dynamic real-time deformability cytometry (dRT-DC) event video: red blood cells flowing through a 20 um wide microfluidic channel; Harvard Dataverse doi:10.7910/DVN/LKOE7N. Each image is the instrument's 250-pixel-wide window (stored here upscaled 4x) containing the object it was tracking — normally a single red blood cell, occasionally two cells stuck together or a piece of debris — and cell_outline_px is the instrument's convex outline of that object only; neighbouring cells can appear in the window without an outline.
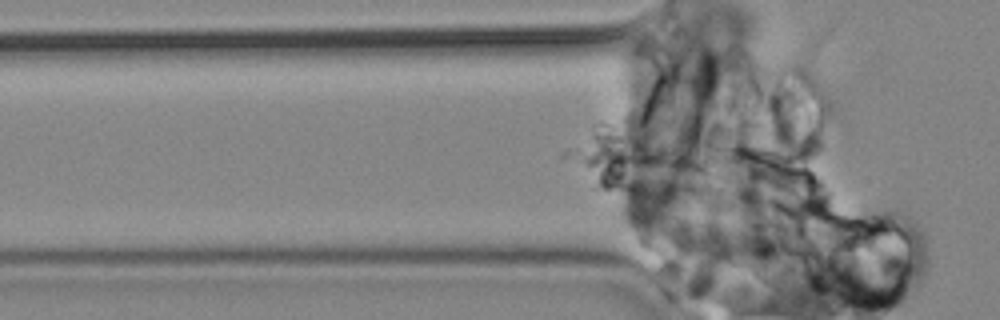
{"species": "common noctule bat (a hibernating species)", "species_latin": "Nyctalus noctula", "temperature_condition": "cold", "stored_images_in_passage": 46, "segment_of_instrument_passage": [1, 2], "camera_frame_rate_fps": 3000, "um_per_image_px": 0.085, "animal": {"sex": "male", "body_mass_g": 19.2, "forearm_length_mm": 51.8}, "frame": {"image": 1, "passage_image": 2, "time_ms": 0.333, "image_size_px": [1000, 320], "cell_outline_px": [[716, 176], [712, 188], [704, 192], [692, 196], [672, 200], [664, 200], [604, 188], [600, 184], [600, 168], [604, 160], [608, 156], [624, 148], [628, 148], [660, 152], [700, 160], [716, 172]], "centroid_in_image_um": [55.73, 14.83], "position_along_channel_um": 70.1, "area_um2": 32.6}}